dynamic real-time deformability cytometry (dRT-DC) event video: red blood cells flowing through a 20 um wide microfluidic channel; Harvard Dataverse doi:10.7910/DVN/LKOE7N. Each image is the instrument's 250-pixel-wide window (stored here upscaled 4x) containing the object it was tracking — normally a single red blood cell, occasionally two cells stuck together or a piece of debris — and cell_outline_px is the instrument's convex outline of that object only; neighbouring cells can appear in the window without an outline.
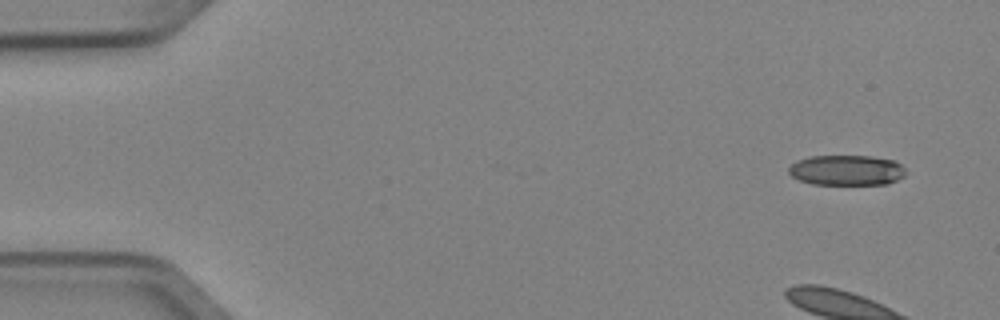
{"species": "Egyptian fruit bat (a non-hibernating species)", "species_latin": "Rousettus aegyptiacus", "temperature_condition": "cold", "stored_images_in_passage": 5, "camera_frame_rate_fps": 3000, "um_per_image_px": 0.085, "animal": {"sex": "female"}, "frame": {"image": 1, "passage_image": 1, "time_ms": 0.0, "image_size_px": [1000, 320], "cell_outline_px": [[908, 172], [904, 176], [888, 184], [812, 184], [800, 180], [792, 176], [788, 172], [788, 168], [796, 160], [808, 156], [872, 156], [896, 160]], "centroid_in_image_um": [71.98, 14.46], "position_along_channel_um": 13.0, "area_um2": 20.87}}